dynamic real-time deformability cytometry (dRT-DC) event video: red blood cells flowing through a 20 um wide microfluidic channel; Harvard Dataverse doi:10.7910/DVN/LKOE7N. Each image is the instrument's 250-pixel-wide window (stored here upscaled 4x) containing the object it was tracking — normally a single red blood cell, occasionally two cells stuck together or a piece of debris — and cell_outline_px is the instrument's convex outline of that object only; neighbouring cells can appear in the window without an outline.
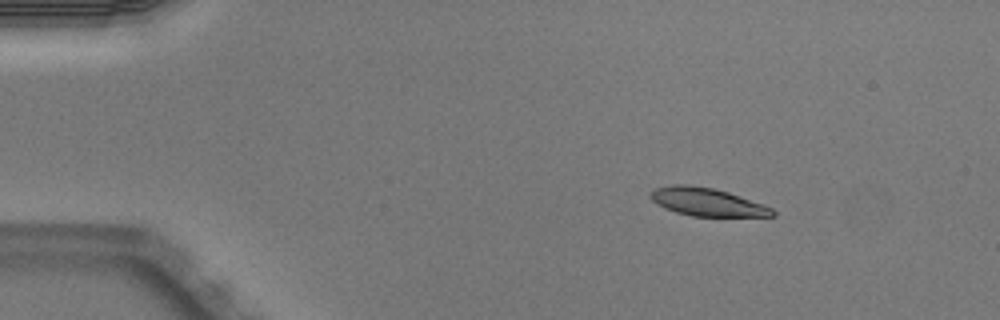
{"species": "Egyptian fruit bat (a non-hibernating species)", "species_latin": "Rousettus aegyptiacus", "temperature_condition": "warm", "stored_images_in_passage": 5, "camera_frame_rate_fps": 3000, "um_per_image_px": 0.085, "animal": {"sex": "male"}, "frame": {"image": 1, "passage_image": 2, "time_ms": 0.333, "image_size_px": [1000, 320], "cell_outline_px": [[776, 216], [692, 216], [676, 212], [664, 208], [652, 200], [648, 196], [656, 188], [672, 184], [688, 184], [712, 188], [728, 192], [772, 208], [776, 212]], "centroid_in_image_um": [60.07, 17.17], "position_along_channel_um": 24.9, "area_um2": 19.71}}